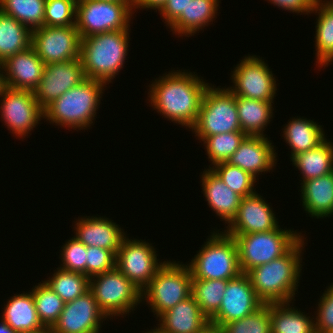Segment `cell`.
<instances>
[{
	"mask_svg": "<svg viewBox=\"0 0 333 333\" xmlns=\"http://www.w3.org/2000/svg\"><path fill=\"white\" fill-rule=\"evenodd\" d=\"M193 73L182 69L165 72L152 80L147 94L153 110L189 131L198 119L205 90L210 85Z\"/></svg>",
	"mask_w": 333,
	"mask_h": 333,
	"instance_id": "1",
	"label": "cell"
},
{
	"mask_svg": "<svg viewBox=\"0 0 333 333\" xmlns=\"http://www.w3.org/2000/svg\"><path fill=\"white\" fill-rule=\"evenodd\" d=\"M305 236L284 255L249 270L248 275L258 298L264 304L295 301L302 271Z\"/></svg>",
	"mask_w": 333,
	"mask_h": 333,
	"instance_id": "2",
	"label": "cell"
},
{
	"mask_svg": "<svg viewBox=\"0 0 333 333\" xmlns=\"http://www.w3.org/2000/svg\"><path fill=\"white\" fill-rule=\"evenodd\" d=\"M106 87L101 81L86 78L49 104L44 109V120L68 130L90 129Z\"/></svg>",
	"mask_w": 333,
	"mask_h": 333,
	"instance_id": "3",
	"label": "cell"
},
{
	"mask_svg": "<svg viewBox=\"0 0 333 333\" xmlns=\"http://www.w3.org/2000/svg\"><path fill=\"white\" fill-rule=\"evenodd\" d=\"M131 30L103 32L81 38L80 59L86 78L106 85L123 70Z\"/></svg>",
	"mask_w": 333,
	"mask_h": 333,
	"instance_id": "4",
	"label": "cell"
},
{
	"mask_svg": "<svg viewBox=\"0 0 333 333\" xmlns=\"http://www.w3.org/2000/svg\"><path fill=\"white\" fill-rule=\"evenodd\" d=\"M214 230L187 264L192 279L230 280L242 273L235 239L221 229Z\"/></svg>",
	"mask_w": 333,
	"mask_h": 333,
	"instance_id": "5",
	"label": "cell"
},
{
	"mask_svg": "<svg viewBox=\"0 0 333 333\" xmlns=\"http://www.w3.org/2000/svg\"><path fill=\"white\" fill-rule=\"evenodd\" d=\"M186 264L167 260L141 291V301L146 302L155 318L191 296L192 273Z\"/></svg>",
	"mask_w": 333,
	"mask_h": 333,
	"instance_id": "6",
	"label": "cell"
},
{
	"mask_svg": "<svg viewBox=\"0 0 333 333\" xmlns=\"http://www.w3.org/2000/svg\"><path fill=\"white\" fill-rule=\"evenodd\" d=\"M210 84L205 90L198 119L191 129L203 142L208 136L243 132L238 118L236 96L228 88Z\"/></svg>",
	"mask_w": 333,
	"mask_h": 333,
	"instance_id": "7",
	"label": "cell"
},
{
	"mask_svg": "<svg viewBox=\"0 0 333 333\" xmlns=\"http://www.w3.org/2000/svg\"><path fill=\"white\" fill-rule=\"evenodd\" d=\"M296 231L283 229L279 225L276 229L266 232L230 235L237 244L242 273H247L256 266L269 263L284 255L304 236L301 232Z\"/></svg>",
	"mask_w": 333,
	"mask_h": 333,
	"instance_id": "8",
	"label": "cell"
},
{
	"mask_svg": "<svg viewBox=\"0 0 333 333\" xmlns=\"http://www.w3.org/2000/svg\"><path fill=\"white\" fill-rule=\"evenodd\" d=\"M89 290L110 320L117 316L124 318L142 304L141 291L117 268L89 278Z\"/></svg>",
	"mask_w": 333,
	"mask_h": 333,
	"instance_id": "9",
	"label": "cell"
},
{
	"mask_svg": "<svg viewBox=\"0 0 333 333\" xmlns=\"http://www.w3.org/2000/svg\"><path fill=\"white\" fill-rule=\"evenodd\" d=\"M133 3L78 0L76 27L81 38L117 30H131Z\"/></svg>",
	"mask_w": 333,
	"mask_h": 333,
	"instance_id": "10",
	"label": "cell"
},
{
	"mask_svg": "<svg viewBox=\"0 0 333 333\" xmlns=\"http://www.w3.org/2000/svg\"><path fill=\"white\" fill-rule=\"evenodd\" d=\"M239 62L230 73L233 85L227 88L238 97L274 102L277 79L265 60L248 54Z\"/></svg>",
	"mask_w": 333,
	"mask_h": 333,
	"instance_id": "11",
	"label": "cell"
},
{
	"mask_svg": "<svg viewBox=\"0 0 333 333\" xmlns=\"http://www.w3.org/2000/svg\"><path fill=\"white\" fill-rule=\"evenodd\" d=\"M156 252L152 243L145 239L125 236L116 254L115 268L142 291L167 262L158 259Z\"/></svg>",
	"mask_w": 333,
	"mask_h": 333,
	"instance_id": "12",
	"label": "cell"
},
{
	"mask_svg": "<svg viewBox=\"0 0 333 333\" xmlns=\"http://www.w3.org/2000/svg\"><path fill=\"white\" fill-rule=\"evenodd\" d=\"M0 115L11 134L22 140L44 119L34 91L7 87L0 98Z\"/></svg>",
	"mask_w": 333,
	"mask_h": 333,
	"instance_id": "13",
	"label": "cell"
},
{
	"mask_svg": "<svg viewBox=\"0 0 333 333\" xmlns=\"http://www.w3.org/2000/svg\"><path fill=\"white\" fill-rule=\"evenodd\" d=\"M31 46L45 65L80 58L81 36L76 26H43L32 30Z\"/></svg>",
	"mask_w": 333,
	"mask_h": 333,
	"instance_id": "14",
	"label": "cell"
},
{
	"mask_svg": "<svg viewBox=\"0 0 333 333\" xmlns=\"http://www.w3.org/2000/svg\"><path fill=\"white\" fill-rule=\"evenodd\" d=\"M264 303L258 298L246 273L228 280L219 310L209 324L222 327L256 312Z\"/></svg>",
	"mask_w": 333,
	"mask_h": 333,
	"instance_id": "15",
	"label": "cell"
},
{
	"mask_svg": "<svg viewBox=\"0 0 333 333\" xmlns=\"http://www.w3.org/2000/svg\"><path fill=\"white\" fill-rule=\"evenodd\" d=\"M106 319L94 295L88 290L75 300L65 303L52 328L56 333H101V326Z\"/></svg>",
	"mask_w": 333,
	"mask_h": 333,
	"instance_id": "16",
	"label": "cell"
},
{
	"mask_svg": "<svg viewBox=\"0 0 333 333\" xmlns=\"http://www.w3.org/2000/svg\"><path fill=\"white\" fill-rule=\"evenodd\" d=\"M86 79L80 58L45 65L42 78L34 90L35 98L45 109L58 97Z\"/></svg>",
	"mask_w": 333,
	"mask_h": 333,
	"instance_id": "17",
	"label": "cell"
},
{
	"mask_svg": "<svg viewBox=\"0 0 333 333\" xmlns=\"http://www.w3.org/2000/svg\"><path fill=\"white\" fill-rule=\"evenodd\" d=\"M257 191L241 198L237 215L223 231L227 235H245L274 230L279 226L278 218L268 203Z\"/></svg>",
	"mask_w": 333,
	"mask_h": 333,
	"instance_id": "18",
	"label": "cell"
},
{
	"mask_svg": "<svg viewBox=\"0 0 333 333\" xmlns=\"http://www.w3.org/2000/svg\"><path fill=\"white\" fill-rule=\"evenodd\" d=\"M266 136L247 135L227 163L249 172L254 178L270 173L277 164L278 153Z\"/></svg>",
	"mask_w": 333,
	"mask_h": 333,
	"instance_id": "19",
	"label": "cell"
},
{
	"mask_svg": "<svg viewBox=\"0 0 333 333\" xmlns=\"http://www.w3.org/2000/svg\"><path fill=\"white\" fill-rule=\"evenodd\" d=\"M97 216L78 217L73 227L74 237L86 247H101L116 256L126 233L114 220L98 214Z\"/></svg>",
	"mask_w": 333,
	"mask_h": 333,
	"instance_id": "20",
	"label": "cell"
},
{
	"mask_svg": "<svg viewBox=\"0 0 333 333\" xmlns=\"http://www.w3.org/2000/svg\"><path fill=\"white\" fill-rule=\"evenodd\" d=\"M6 85L12 89L34 91L45 68L35 49L30 46L3 62Z\"/></svg>",
	"mask_w": 333,
	"mask_h": 333,
	"instance_id": "21",
	"label": "cell"
},
{
	"mask_svg": "<svg viewBox=\"0 0 333 333\" xmlns=\"http://www.w3.org/2000/svg\"><path fill=\"white\" fill-rule=\"evenodd\" d=\"M203 195L208 206L227 224L235 218L241 196L231 190L211 169L200 174Z\"/></svg>",
	"mask_w": 333,
	"mask_h": 333,
	"instance_id": "22",
	"label": "cell"
},
{
	"mask_svg": "<svg viewBox=\"0 0 333 333\" xmlns=\"http://www.w3.org/2000/svg\"><path fill=\"white\" fill-rule=\"evenodd\" d=\"M158 318L157 327L166 333H200L209 324V319L192 296Z\"/></svg>",
	"mask_w": 333,
	"mask_h": 333,
	"instance_id": "23",
	"label": "cell"
},
{
	"mask_svg": "<svg viewBox=\"0 0 333 333\" xmlns=\"http://www.w3.org/2000/svg\"><path fill=\"white\" fill-rule=\"evenodd\" d=\"M299 190L304 211L316 219L333 215V172L304 181Z\"/></svg>",
	"mask_w": 333,
	"mask_h": 333,
	"instance_id": "24",
	"label": "cell"
},
{
	"mask_svg": "<svg viewBox=\"0 0 333 333\" xmlns=\"http://www.w3.org/2000/svg\"><path fill=\"white\" fill-rule=\"evenodd\" d=\"M219 0H189L186 14H181L168 28L177 37L194 36L206 26L213 24L220 8ZM215 18V19H214Z\"/></svg>",
	"mask_w": 333,
	"mask_h": 333,
	"instance_id": "25",
	"label": "cell"
},
{
	"mask_svg": "<svg viewBox=\"0 0 333 333\" xmlns=\"http://www.w3.org/2000/svg\"><path fill=\"white\" fill-rule=\"evenodd\" d=\"M6 303L0 318L18 333H31L44 328L31 291L15 294Z\"/></svg>",
	"mask_w": 333,
	"mask_h": 333,
	"instance_id": "26",
	"label": "cell"
},
{
	"mask_svg": "<svg viewBox=\"0 0 333 333\" xmlns=\"http://www.w3.org/2000/svg\"><path fill=\"white\" fill-rule=\"evenodd\" d=\"M289 120L282 132L285 143L291 149L290 159L319 146L327 139L322 125H318L313 119L297 116Z\"/></svg>",
	"mask_w": 333,
	"mask_h": 333,
	"instance_id": "27",
	"label": "cell"
},
{
	"mask_svg": "<svg viewBox=\"0 0 333 333\" xmlns=\"http://www.w3.org/2000/svg\"><path fill=\"white\" fill-rule=\"evenodd\" d=\"M273 104L274 102L236 96L241 130L250 136H266L264 132L274 116Z\"/></svg>",
	"mask_w": 333,
	"mask_h": 333,
	"instance_id": "28",
	"label": "cell"
},
{
	"mask_svg": "<svg viewBox=\"0 0 333 333\" xmlns=\"http://www.w3.org/2000/svg\"><path fill=\"white\" fill-rule=\"evenodd\" d=\"M290 162L300 171V185L309 179L333 172V143L326 139L319 146L292 157Z\"/></svg>",
	"mask_w": 333,
	"mask_h": 333,
	"instance_id": "29",
	"label": "cell"
},
{
	"mask_svg": "<svg viewBox=\"0 0 333 333\" xmlns=\"http://www.w3.org/2000/svg\"><path fill=\"white\" fill-rule=\"evenodd\" d=\"M305 313L293 307V302L271 303L272 333H315L314 317Z\"/></svg>",
	"mask_w": 333,
	"mask_h": 333,
	"instance_id": "30",
	"label": "cell"
},
{
	"mask_svg": "<svg viewBox=\"0 0 333 333\" xmlns=\"http://www.w3.org/2000/svg\"><path fill=\"white\" fill-rule=\"evenodd\" d=\"M311 13L318 15L314 36L315 62L316 66L325 69L333 63V7L316 1Z\"/></svg>",
	"mask_w": 333,
	"mask_h": 333,
	"instance_id": "31",
	"label": "cell"
},
{
	"mask_svg": "<svg viewBox=\"0 0 333 333\" xmlns=\"http://www.w3.org/2000/svg\"><path fill=\"white\" fill-rule=\"evenodd\" d=\"M32 31L0 11V63L31 46Z\"/></svg>",
	"mask_w": 333,
	"mask_h": 333,
	"instance_id": "32",
	"label": "cell"
},
{
	"mask_svg": "<svg viewBox=\"0 0 333 333\" xmlns=\"http://www.w3.org/2000/svg\"><path fill=\"white\" fill-rule=\"evenodd\" d=\"M44 283L65 303L71 302L89 290V278L82 273L54 270Z\"/></svg>",
	"mask_w": 333,
	"mask_h": 333,
	"instance_id": "33",
	"label": "cell"
},
{
	"mask_svg": "<svg viewBox=\"0 0 333 333\" xmlns=\"http://www.w3.org/2000/svg\"><path fill=\"white\" fill-rule=\"evenodd\" d=\"M227 283L228 280L192 279L191 296L208 319L219 310Z\"/></svg>",
	"mask_w": 333,
	"mask_h": 333,
	"instance_id": "34",
	"label": "cell"
},
{
	"mask_svg": "<svg viewBox=\"0 0 333 333\" xmlns=\"http://www.w3.org/2000/svg\"><path fill=\"white\" fill-rule=\"evenodd\" d=\"M45 3L46 0H0V11L32 31L44 26Z\"/></svg>",
	"mask_w": 333,
	"mask_h": 333,
	"instance_id": "35",
	"label": "cell"
},
{
	"mask_svg": "<svg viewBox=\"0 0 333 333\" xmlns=\"http://www.w3.org/2000/svg\"><path fill=\"white\" fill-rule=\"evenodd\" d=\"M41 282L29 291L32 292L40 322L44 327H53L59 319L65 302L44 281Z\"/></svg>",
	"mask_w": 333,
	"mask_h": 333,
	"instance_id": "36",
	"label": "cell"
},
{
	"mask_svg": "<svg viewBox=\"0 0 333 333\" xmlns=\"http://www.w3.org/2000/svg\"><path fill=\"white\" fill-rule=\"evenodd\" d=\"M246 136L244 132H228L208 136L203 141L208 161L211 163L208 169H210V166L213 167L216 164L227 162Z\"/></svg>",
	"mask_w": 333,
	"mask_h": 333,
	"instance_id": "37",
	"label": "cell"
},
{
	"mask_svg": "<svg viewBox=\"0 0 333 333\" xmlns=\"http://www.w3.org/2000/svg\"><path fill=\"white\" fill-rule=\"evenodd\" d=\"M210 169L235 193L242 198L254 194L256 191L254 178L249 172L227 162L216 164Z\"/></svg>",
	"mask_w": 333,
	"mask_h": 333,
	"instance_id": "38",
	"label": "cell"
},
{
	"mask_svg": "<svg viewBox=\"0 0 333 333\" xmlns=\"http://www.w3.org/2000/svg\"><path fill=\"white\" fill-rule=\"evenodd\" d=\"M221 328L225 333H272L270 304H264L256 312Z\"/></svg>",
	"mask_w": 333,
	"mask_h": 333,
	"instance_id": "39",
	"label": "cell"
},
{
	"mask_svg": "<svg viewBox=\"0 0 333 333\" xmlns=\"http://www.w3.org/2000/svg\"><path fill=\"white\" fill-rule=\"evenodd\" d=\"M77 0H46L44 26H76Z\"/></svg>",
	"mask_w": 333,
	"mask_h": 333,
	"instance_id": "40",
	"label": "cell"
},
{
	"mask_svg": "<svg viewBox=\"0 0 333 333\" xmlns=\"http://www.w3.org/2000/svg\"><path fill=\"white\" fill-rule=\"evenodd\" d=\"M60 269L86 275V246L74 236L61 247Z\"/></svg>",
	"mask_w": 333,
	"mask_h": 333,
	"instance_id": "41",
	"label": "cell"
},
{
	"mask_svg": "<svg viewBox=\"0 0 333 333\" xmlns=\"http://www.w3.org/2000/svg\"><path fill=\"white\" fill-rule=\"evenodd\" d=\"M116 256L107 249L101 247H86V276L111 271L115 268Z\"/></svg>",
	"mask_w": 333,
	"mask_h": 333,
	"instance_id": "42",
	"label": "cell"
},
{
	"mask_svg": "<svg viewBox=\"0 0 333 333\" xmlns=\"http://www.w3.org/2000/svg\"><path fill=\"white\" fill-rule=\"evenodd\" d=\"M313 316L315 333H333V282L324 290Z\"/></svg>",
	"mask_w": 333,
	"mask_h": 333,
	"instance_id": "43",
	"label": "cell"
},
{
	"mask_svg": "<svg viewBox=\"0 0 333 333\" xmlns=\"http://www.w3.org/2000/svg\"><path fill=\"white\" fill-rule=\"evenodd\" d=\"M189 0H167L158 11L160 17L165 20L166 27H169L181 14H186Z\"/></svg>",
	"mask_w": 333,
	"mask_h": 333,
	"instance_id": "44",
	"label": "cell"
},
{
	"mask_svg": "<svg viewBox=\"0 0 333 333\" xmlns=\"http://www.w3.org/2000/svg\"><path fill=\"white\" fill-rule=\"evenodd\" d=\"M276 7L290 11V13H300V15H311L312 9L314 8L317 0H266Z\"/></svg>",
	"mask_w": 333,
	"mask_h": 333,
	"instance_id": "45",
	"label": "cell"
},
{
	"mask_svg": "<svg viewBox=\"0 0 333 333\" xmlns=\"http://www.w3.org/2000/svg\"><path fill=\"white\" fill-rule=\"evenodd\" d=\"M167 0H133V11H137L139 8L147 10H156L157 13ZM137 9V10H136Z\"/></svg>",
	"mask_w": 333,
	"mask_h": 333,
	"instance_id": "46",
	"label": "cell"
},
{
	"mask_svg": "<svg viewBox=\"0 0 333 333\" xmlns=\"http://www.w3.org/2000/svg\"><path fill=\"white\" fill-rule=\"evenodd\" d=\"M7 88L3 63H0V97Z\"/></svg>",
	"mask_w": 333,
	"mask_h": 333,
	"instance_id": "47",
	"label": "cell"
},
{
	"mask_svg": "<svg viewBox=\"0 0 333 333\" xmlns=\"http://www.w3.org/2000/svg\"><path fill=\"white\" fill-rule=\"evenodd\" d=\"M200 333H225L221 327L208 324Z\"/></svg>",
	"mask_w": 333,
	"mask_h": 333,
	"instance_id": "48",
	"label": "cell"
},
{
	"mask_svg": "<svg viewBox=\"0 0 333 333\" xmlns=\"http://www.w3.org/2000/svg\"><path fill=\"white\" fill-rule=\"evenodd\" d=\"M0 333H18L11 326H9L2 318H0Z\"/></svg>",
	"mask_w": 333,
	"mask_h": 333,
	"instance_id": "49",
	"label": "cell"
},
{
	"mask_svg": "<svg viewBox=\"0 0 333 333\" xmlns=\"http://www.w3.org/2000/svg\"><path fill=\"white\" fill-rule=\"evenodd\" d=\"M31 333H56L52 327H44L43 329L36 331V332H31Z\"/></svg>",
	"mask_w": 333,
	"mask_h": 333,
	"instance_id": "50",
	"label": "cell"
},
{
	"mask_svg": "<svg viewBox=\"0 0 333 333\" xmlns=\"http://www.w3.org/2000/svg\"><path fill=\"white\" fill-rule=\"evenodd\" d=\"M104 2L133 3V0H96Z\"/></svg>",
	"mask_w": 333,
	"mask_h": 333,
	"instance_id": "51",
	"label": "cell"
},
{
	"mask_svg": "<svg viewBox=\"0 0 333 333\" xmlns=\"http://www.w3.org/2000/svg\"><path fill=\"white\" fill-rule=\"evenodd\" d=\"M145 333H166V332L162 331L159 327L155 326L153 327V329H150L148 332L145 331Z\"/></svg>",
	"mask_w": 333,
	"mask_h": 333,
	"instance_id": "52",
	"label": "cell"
},
{
	"mask_svg": "<svg viewBox=\"0 0 333 333\" xmlns=\"http://www.w3.org/2000/svg\"><path fill=\"white\" fill-rule=\"evenodd\" d=\"M319 1L320 3L326 5V6H331L333 7V0H317Z\"/></svg>",
	"mask_w": 333,
	"mask_h": 333,
	"instance_id": "53",
	"label": "cell"
}]
</instances>
